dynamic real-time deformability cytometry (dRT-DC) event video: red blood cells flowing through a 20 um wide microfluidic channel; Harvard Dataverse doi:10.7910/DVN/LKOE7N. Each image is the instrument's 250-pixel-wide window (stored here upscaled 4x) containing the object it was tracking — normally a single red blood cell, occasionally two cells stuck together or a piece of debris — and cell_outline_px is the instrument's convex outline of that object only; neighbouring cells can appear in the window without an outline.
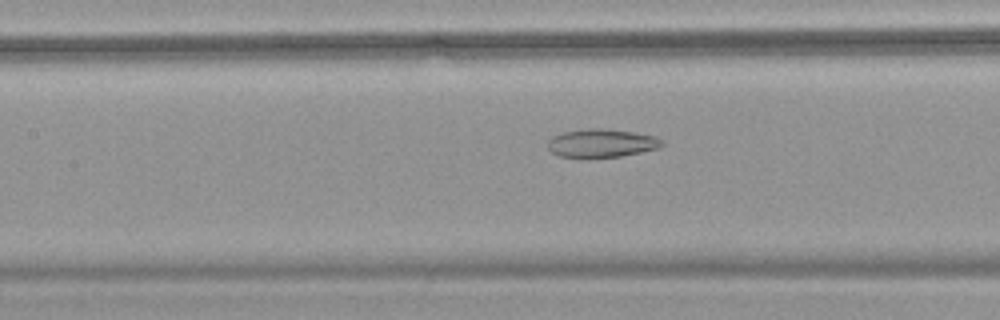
{"species": "common noctule bat (a hibernating species)", "species_latin": "Nyctalus noctula", "temperature_condition": "warm", "stored_images_in_passage": 55, "camera_frame_rate_fps": 3000, "um_per_image_px": 0.085, "animal": {"sex": "female", "body_mass_g": 18.4}, "frame": {"image": 1, "passage_image": 26, "time_ms": 8.333, "image_size_px": [1000, 320], "cell_outline_px": [[664, 144], [660, 148], [620, 156], [560, 156], [552, 152], [548, 148], [548, 140], [552, 136], [560, 132], [588, 128], [600, 128], [632, 132], [656, 136], [664, 140]], "centroid_in_image_um": [51.15, 12.14], "position_along_channel_um": 156.2, "area_um2": 18.61}}
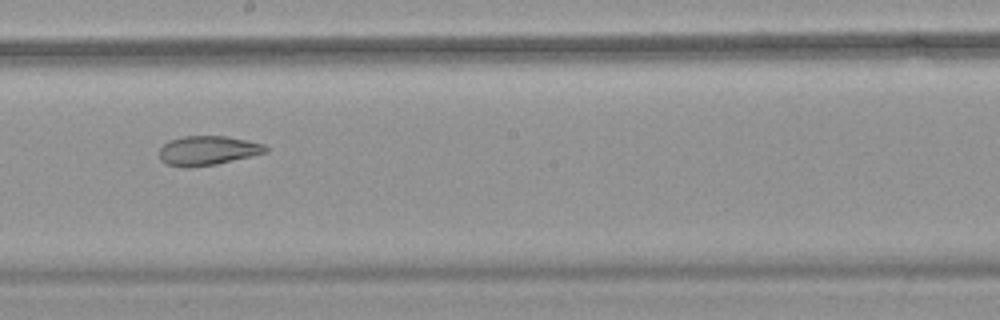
{"frame": {"image": 2, "passage_image": 32, "time_ms": 10.333, "image_size_px": [1000, 320], "cell_outline_px": [[268, 152], [252, 156], [216, 164], [188, 168], [184, 168], [168, 164], [160, 160], [160, 148], [168, 140], [184, 136], [228, 136], [248, 140], [264, 144], [268, 148]], "centroid_in_image_um": [17.67, 12.79], "position_along_channel_um": 230.5, "area_um2": 18.32}}
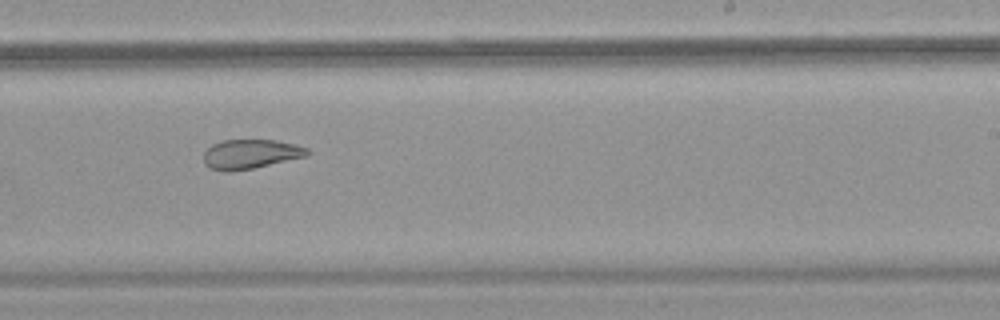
{"frame": {"image": 3, "passage_image": 35, "time_ms": 11.333, "image_size_px": [1000, 320], "cell_outline_px": [[312, 152], [308, 156], [252, 168], [232, 172], [224, 172], [208, 168], [204, 164], [204, 152], [212, 144], [220, 140], [276, 140], [308, 148]], "centroid_in_image_um": [21.27, 13.1], "position_along_channel_um": 267.7, "area_um2": 17.92}, "authors_computed_cell_mechanics": {"area_um2": 25.432, "velocity_mm_per_s": 3.739, "shape_relaxation_time_tau1_ms": null, "shape_relaxation_time_tau2_ms": 2.4283, "deformation_change_tau1": null, "deformation_change_tau2": 0.0981}}